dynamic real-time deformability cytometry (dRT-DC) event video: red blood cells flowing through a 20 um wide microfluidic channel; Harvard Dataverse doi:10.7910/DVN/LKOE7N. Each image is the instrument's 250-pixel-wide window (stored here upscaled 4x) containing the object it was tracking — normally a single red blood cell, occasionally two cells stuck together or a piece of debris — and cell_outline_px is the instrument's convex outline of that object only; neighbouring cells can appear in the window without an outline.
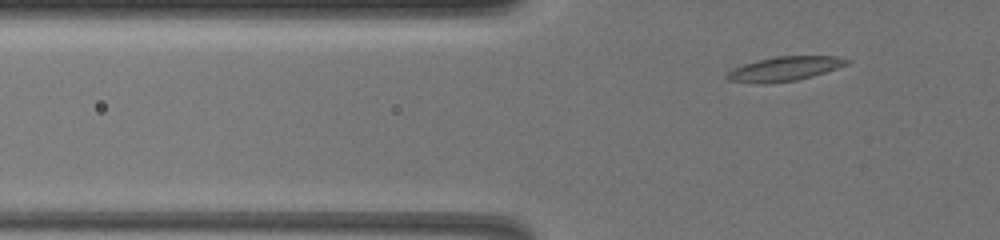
{"species": "common noctule bat (a hibernating species)", "species_latin": "Nyctalus noctula", "temperature_condition": "warm", "stored_images_in_passage": 51, "camera_frame_rate_fps": 3000, "um_per_image_px": 0.085, "animal": {"sex": "female", "body_mass_g": 19.5, "forearm_length_mm": 54.1}, "frame": {"image": 1, "passage_image": 8, "time_ms": 2.333, "image_size_px": [1000, 240], "cell_outline_px": [[852, 60], [848, 64], [812, 76], [796, 80], [764, 84], [760, 84], [728, 80], [724, 76], [732, 68], [744, 64], [776, 56], [840, 56]], "centroid_in_image_um": [66.69, 5.84], "position_along_channel_um": 59.1, "area_um2": 16.94}}
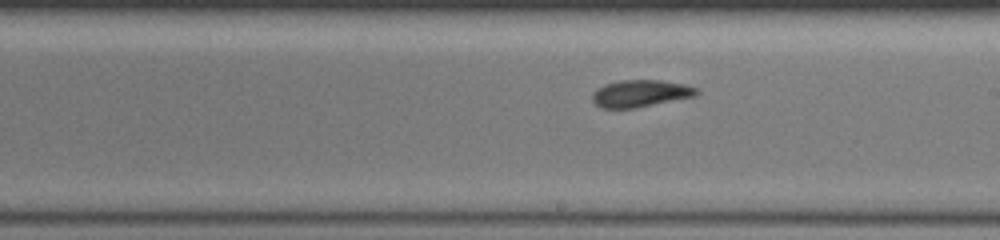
{"frame": {"image": 2, "passage_image": 26, "time_ms": 8.333, "image_size_px": [1000, 240], "cell_outline_px": [[700, 92], [696, 96], [636, 108], [600, 108], [592, 100], [592, 92], [596, 88], [604, 84], [620, 80], [660, 80], [684, 84], [696, 88]], "centroid_in_image_um": [54.42, 7.94], "position_along_channel_um": 234.6, "area_um2": 16.59}}
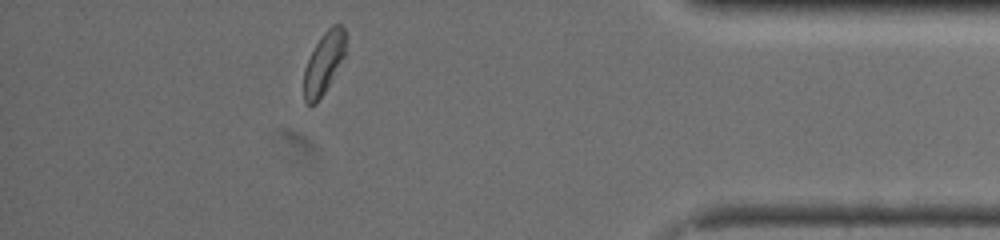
{"frame": {"image": 3, "passage_image": 45, "time_ms": 14.667, "image_size_px": [1000, 240], "cell_outline_px": [[344, 56], [324, 92], [316, 104], [308, 104], [304, 100], [304, 68], [316, 44], [324, 32], [332, 24], [340, 24], [344, 28]], "centroid_in_image_um": [27.5, 5.36], "position_along_channel_um": 407.7, "area_um2": 14.51}, "authors_computed_cell_mechanics": {"area_um2": 16.3574, "velocity_mm_per_s": 3.2208, "shape_relaxation_time_tau1_ms": 6.8924, "shape_relaxation_time_tau2_ms": 2.8845, "deformation_change_tau1": 0.1548, "deformation_change_tau2": 0.0825}}